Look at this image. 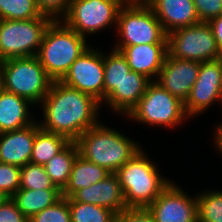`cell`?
Here are the masks:
<instances>
[{
	"label": "cell",
	"instance_id": "1",
	"mask_svg": "<svg viewBox=\"0 0 222 222\" xmlns=\"http://www.w3.org/2000/svg\"><path fill=\"white\" fill-rule=\"evenodd\" d=\"M43 121L41 129L64 135L76 141L85 131L100 120L101 103L89 94L53 81L48 94L41 102ZM99 112V113H98Z\"/></svg>",
	"mask_w": 222,
	"mask_h": 222
},
{
	"label": "cell",
	"instance_id": "2",
	"mask_svg": "<svg viewBox=\"0 0 222 222\" xmlns=\"http://www.w3.org/2000/svg\"><path fill=\"white\" fill-rule=\"evenodd\" d=\"M75 142L79 155L110 173H116L143 149L133 139L101 122L85 131Z\"/></svg>",
	"mask_w": 222,
	"mask_h": 222
},
{
	"label": "cell",
	"instance_id": "3",
	"mask_svg": "<svg viewBox=\"0 0 222 222\" xmlns=\"http://www.w3.org/2000/svg\"><path fill=\"white\" fill-rule=\"evenodd\" d=\"M144 151L116 172L128 208H147L172 182L159 173L158 166Z\"/></svg>",
	"mask_w": 222,
	"mask_h": 222
},
{
	"label": "cell",
	"instance_id": "4",
	"mask_svg": "<svg viewBox=\"0 0 222 222\" xmlns=\"http://www.w3.org/2000/svg\"><path fill=\"white\" fill-rule=\"evenodd\" d=\"M86 38L62 20L50 23L45 31L37 58L53 81H60L71 64L90 46Z\"/></svg>",
	"mask_w": 222,
	"mask_h": 222
},
{
	"label": "cell",
	"instance_id": "5",
	"mask_svg": "<svg viewBox=\"0 0 222 222\" xmlns=\"http://www.w3.org/2000/svg\"><path fill=\"white\" fill-rule=\"evenodd\" d=\"M53 80L37 56L4 60V88L37 105L49 92Z\"/></svg>",
	"mask_w": 222,
	"mask_h": 222
},
{
	"label": "cell",
	"instance_id": "6",
	"mask_svg": "<svg viewBox=\"0 0 222 222\" xmlns=\"http://www.w3.org/2000/svg\"><path fill=\"white\" fill-rule=\"evenodd\" d=\"M148 126L175 128L189 117L184 110V102L171 95L157 82L152 81L138 104L126 116Z\"/></svg>",
	"mask_w": 222,
	"mask_h": 222
},
{
	"label": "cell",
	"instance_id": "7",
	"mask_svg": "<svg viewBox=\"0 0 222 222\" xmlns=\"http://www.w3.org/2000/svg\"><path fill=\"white\" fill-rule=\"evenodd\" d=\"M52 21L43 15L29 20H0V59L36 56Z\"/></svg>",
	"mask_w": 222,
	"mask_h": 222
},
{
	"label": "cell",
	"instance_id": "8",
	"mask_svg": "<svg viewBox=\"0 0 222 222\" xmlns=\"http://www.w3.org/2000/svg\"><path fill=\"white\" fill-rule=\"evenodd\" d=\"M168 55L180 60L197 62L222 58L208 22H199L167 34Z\"/></svg>",
	"mask_w": 222,
	"mask_h": 222
},
{
	"label": "cell",
	"instance_id": "9",
	"mask_svg": "<svg viewBox=\"0 0 222 222\" xmlns=\"http://www.w3.org/2000/svg\"><path fill=\"white\" fill-rule=\"evenodd\" d=\"M114 46L167 43V33L150 6L123 5L119 10Z\"/></svg>",
	"mask_w": 222,
	"mask_h": 222
},
{
	"label": "cell",
	"instance_id": "10",
	"mask_svg": "<svg viewBox=\"0 0 222 222\" xmlns=\"http://www.w3.org/2000/svg\"><path fill=\"white\" fill-rule=\"evenodd\" d=\"M123 6L121 0H71L70 7L62 21L79 35H87L115 25L119 10Z\"/></svg>",
	"mask_w": 222,
	"mask_h": 222
},
{
	"label": "cell",
	"instance_id": "11",
	"mask_svg": "<svg viewBox=\"0 0 222 222\" xmlns=\"http://www.w3.org/2000/svg\"><path fill=\"white\" fill-rule=\"evenodd\" d=\"M68 87L77 89L104 102V52L88 47L70 66L60 80Z\"/></svg>",
	"mask_w": 222,
	"mask_h": 222
},
{
	"label": "cell",
	"instance_id": "12",
	"mask_svg": "<svg viewBox=\"0 0 222 222\" xmlns=\"http://www.w3.org/2000/svg\"><path fill=\"white\" fill-rule=\"evenodd\" d=\"M217 102L222 103V58L200 63L197 80L184 102V110L192 118Z\"/></svg>",
	"mask_w": 222,
	"mask_h": 222
},
{
	"label": "cell",
	"instance_id": "13",
	"mask_svg": "<svg viewBox=\"0 0 222 222\" xmlns=\"http://www.w3.org/2000/svg\"><path fill=\"white\" fill-rule=\"evenodd\" d=\"M147 209L155 222L198 221L197 196L190 197L174 182H171Z\"/></svg>",
	"mask_w": 222,
	"mask_h": 222
},
{
	"label": "cell",
	"instance_id": "14",
	"mask_svg": "<svg viewBox=\"0 0 222 222\" xmlns=\"http://www.w3.org/2000/svg\"><path fill=\"white\" fill-rule=\"evenodd\" d=\"M200 62L180 60L168 54L155 82L171 95L185 102L197 80Z\"/></svg>",
	"mask_w": 222,
	"mask_h": 222
},
{
	"label": "cell",
	"instance_id": "15",
	"mask_svg": "<svg viewBox=\"0 0 222 222\" xmlns=\"http://www.w3.org/2000/svg\"><path fill=\"white\" fill-rule=\"evenodd\" d=\"M112 48L121 51L126 57L131 71L142 74L151 81L157 79L168 54L167 43L113 46Z\"/></svg>",
	"mask_w": 222,
	"mask_h": 222
},
{
	"label": "cell",
	"instance_id": "16",
	"mask_svg": "<svg viewBox=\"0 0 222 222\" xmlns=\"http://www.w3.org/2000/svg\"><path fill=\"white\" fill-rule=\"evenodd\" d=\"M72 198L76 202L107 208L116 215L128 208L116 173H111L98 183L78 190Z\"/></svg>",
	"mask_w": 222,
	"mask_h": 222
},
{
	"label": "cell",
	"instance_id": "17",
	"mask_svg": "<svg viewBox=\"0 0 222 222\" xmlns=\"http://www.w3.org/2000/svg\"><path fill=\"white\" fill-rule=\"evenodd\" d=\"M36 121L19 130L0 133V162L22 167L30 162Z\"/></svg>",
	"mask_w": 222,
	"mask_h": 222
},
{
	"label": "cell",
	"instance_id": "18",
	"mask_svg": "<svg viewBox=\"0 0 222 222\" xmlns=\"http://www.w3.org/2000/svg\"><path fill=\"white\" fill-rule=\"evenodd\" d=\"M151 82L146 76L130 71L104 103L111 111L127 116L138 104Z\"/></svg>",
	"mask_w": 222,
	"mask_h": 222
},
{
	"label": "cell",
	"instance_id": "19",
	"mask_svg": "<svg viewBox=\"0 0 222 222\" xmlns=\"http://www.w3.org/2000/svg\"><path fill=\"white\" fill-rule=\"evenodd\" d=\"M150 8L167 34L200 22L192 0H154Z\"/></svg>",
	"mask_w": 222,
	"mask_h": 222
},
{
	"label": "cell",
	"instance_id": "20",
	"mask_svg": "<svg viewBox=\"0 0 222 222\" xmlns=\"http://www.w3.org/2000/svg\"><path fill=\"white\" fill-rule=\"evenodd\" d=\"M30 106L33 104L27 99L2 91L0 93V133L19 130L34 123L36 119L31 117L33 114H30Z\"/></svg>",
	"mask_w": 222,
	"mask_h": 222
},
{
	"label": "cell",
	"instance_id": "21",
	"mask_svg": "<svg viewBox=\"0 0 222 222\" xmlns=\"http://www.w3.org/2000/svg\"><path fill=\"white\" fill-rule=\"evenodd\" d=\"M110 174L104 167L98 166L78 154L73 163L68 183L62 190V197H72L78 190L94 185Z\"/></svg>",
	"mask_w": 222,
	"mask_h": 222
},
{
	"label": "cell",
	"instance_id": "22",
	"mask_svg": "<svg viewBox=\"0 0 222 222\" xmlns=\"http://www.w3.org/2000/svg\"><path fill=\"white\" fill-rule=\"evenodd\" d=\"M62 198L61 190H30L19 189L11 199L17 208L31 219L46 207L52 206Z\"/></svg>",
	"mask_w": 222,
	"mask_h": 222
},
{
	"label": "cell",
	"instance_id": "23",
	"mask_svg": "<svg viewBox=\"0 0 222 222\" xmlns=\"http://www.w3.org/2000/svg\"><path fill=\"white\" fill-rule=\"evenodd\" d=\"M70 142L71 141L64 135L41 129L39 123L36 121V137L30 163L45 165Z\"/></svg>",
	"mask_w": 222,
	"mask_h": 222
},
{
	"label": "cell",
	"instance_id": "24",
	"mask_svg": "<svg viewBox=\"0 0 222 222\" xmlns=\"http://www.w3.org/2000/svg\"><path fill=\"white\" fill-rule=\"evenodd\" d=\"M79 154L75 141H71L62 151L49 160L44 168L52 183L61 191L68 183L73 163Z\"/></svg>",
	"mask_w": 222,
	"mask_h": 222
},
{
	"label": "cell",
	"instance_id": "25",
	"mask_svg": "<svg viewBox=\"0 0 222 222\" xmlns=\"http://www.w3.org/2000/svg\"><path fill=\"white\" fill-rule=\"evenodd\" d=\"M130 71L127 59L121 51L112 48L109 55L104 53V100Z\"/></svg>",
	"mask_w": 222,
	"mask_h": 222
},
{
	"label": "cell",
	"instance_id": "26",
	"mask_svg": "<svg viewBox=\"0 0 222 222\" xmlns=\"http://www.w3.org/2000/svg\"><path fill=\"white\" fill-rule=\"evenodd\" d=\"M71 222H116V214L107 208L76 202L68 198Z\"/></svg>",
	"mask_w": 222,
	"mask_h": 222
},
{
	"label": "cell",
	"instance_id": "27",
	"mask_svg": "<svg viewBox=\"0 0 222 222\" xmlns=\"http://www.w3.org/2000/svg\"><path fill=\"white\" fill-rule=\"evenodd\" d=\"M199 222H222V190H207L197 195Z\"/></svg>",
	"mask_w": 222,
	"mask_h": 222
},
{
	"label": "cell",
	"instance_id": "28",
	"mask_svg": "<svg viewBox=\"0 0 222 222\" xmlns=\"http://www.w3.org/2000/svg\"><path fill=\"white\" fill-rule=\"evenodd\" d=\"M41 16L36 0H0V20H29Z\"/></svg>",
	"mask_w": 222,
	"mask_h": 222
},
{
	"label": "cell",
	"instance_id": "29",
	"mask_svg": "<svg viewBox=\"0 0 222 222\" xmlns=\"http://www.w3.org/2000/svg\"><path fill=\"white\" fill-rule=\"evenodd\" d=\"M20 189L60 190L52 183L44 165L30 162L21 167Z\"/></svg>",
	"mask_w": 222,
	"mask_h": 222
},
{
	"label": "cell",
	"instance_id": "30",
	"mask_svg": "<svg viewBox=\"0 0 222 222\" xmlns=\"http://www.w3.org/2000/svg\"><path fill=\"white\" fill-rule=\"evenodd\" d=\"M29 222H71L68 198L62 197L52 206L34 215Z\"/></svg>",
	"mask_w": 222,
	"mask_h": 222
},
{
	"label": "cell",
	"instance_id": "31",
	"mask_svg": "<svg viewBox=\"0 0 222 222\" xmlns=\"http://www.w3.org/2000/svg\"><path fill=\"white\" fill-rule=\"evenodd\" d=\"M21 167L0 162V190L11 198L20 189Z\"/></svg>",
	"mask_w": 222,
	"mask_h": 222
},
{
	"label": "cell",
	"instance_id": "32",
	"mask_svg": "<svg viewBox=\"0 0 222 222\" xmlns=\"http://www.w3.org/2000/svg\"><path fill=\"white\" fill-rule=\"evenodd\" d=\"M71 0H36V5L43 16L53 21L62 20L67 14Z\"/></svg>",
	"mask_w": 222,
	"mask_h": 222
},
{
	"label": "cell",
	"instance_id": "33",
	"mask_svg": "<svg viewBox=\"0 0 222 222\" xmlns=\"http://www.w3.org/2000/svg\"><path fill=\"white\" fill-rule=\"evenodd\" d=\"M200 22H209L222 14V0H192Z\"/></svg>",
	"mask_w": 222,
	"mask_h": 222
},
{
	"label": "cell",
	"instance_id": "34",
	"mask_svg": "<svg viewBox=\"0 0 222 222\" xmlns=\"http://www.w3.org/2000/svg\"><path fill=\"white\" fill-rule=\"evenodd\" d=\"M116 222H155L147 208H127L116 215Z\"/></svg>",
	"mask_w": 222,
	"mask_h": 222
},
{
	"label": "cell",
	"instance_id": "35",
	"mask_svg": "<svg viewBox=\"0 0 222 222\" xmlns=\"http://www.w3.org/2000/svg\"><path fill=\"white\" fill-rule=\"evenodd\" d=\"M0 222H29V219L17 208L15 202L8 198L0 205Z\"/></svg>",
	"mask_w": 222,
	"mask_h": 222
},
{
	"label": "cell",
	"instance_id": "36",
	"mask_svg": "<svg viewBox=\"0 0 222 222\" xmlns=\"http://www.w3.org/2000/svg\"><path fill=\"white\" fill-rule=\"evenodd\" d=\"M208 23L213 31L214 38L222 56V14L211 19Z\"/></svg>",
	"mask_w": 222,
	"mask_h": 222
},
{
	"label": "cell",
	"instance_id": "37",
	"mask_svg": "<svg viewBox=\"0 0 222 222\" xmlns=\"http://www.w3.org/2000/svg\"><path fill=\"white\" fill-rule=\"evenodd\" d=\"M215 146L219 153L222 154V123L214 128Z\"/></svg>",
	"mask_w": 222,
	"mask_h": 222
},
{
	"label": "cell",
	"instance_id": "38",
	"mask_svg": "<svg viewBox=\"0 0 222 222\" xmlns=\"http://www.w3.org/2000/svg\"><path fill=\"white\" fill-rule=\"evenodd\" d=\"M127 6H150L154 0H121Z\"/></svg>",
	"mask_w": 222,
	"mask_h": 222
},
{
	"label": "cell",
	"instance_id": "39",
	"mask_svg": "<svg viewBox=\"0 0 222 222\" xmlns=\"http://www.w3.org/2000/svg\"><path fill=\"white\" fill-rule=\"evenodd\" d=\"M4 90V61L0 59V93Z\"/></svg>",
	"mask_w": 222,
	"mask_h": 222
},
{
	"label": "cell",
	"instance_id": "40",
	"mask_svg": "<svg viewBox=\"0 0 222 222\" xmlns=\"http://www.w3.org/2000/svg\"><path fill=\"white\" fill-rule=\"evenodd\" d=\"M7 199L8 197L0 190V205Z\"/></svg>",
	"mask_w": 222,
	"mask_h": 222
}]
</instances>
